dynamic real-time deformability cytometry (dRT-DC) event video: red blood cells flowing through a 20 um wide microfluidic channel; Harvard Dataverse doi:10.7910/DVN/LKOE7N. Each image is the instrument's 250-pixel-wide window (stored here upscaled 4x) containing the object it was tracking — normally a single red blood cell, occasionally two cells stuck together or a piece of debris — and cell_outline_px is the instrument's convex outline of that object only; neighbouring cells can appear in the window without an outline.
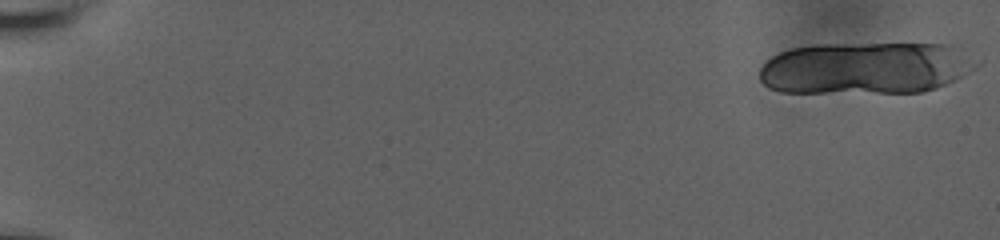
{"species": "human", "species_latin": "Homo sapiens", "temperature_condition": "room temperature", "stored_images_in_passage": 26, "camera_frame_rate_fps": 3000, "um_per_image_px": 0.085, "donor": {"sex": "male"}, "frame": {"image": 1, "passage_image": 1, "time_ms": 0.0, "image_size_px": [1000, 240], "cell_outline_px": [[980, 64], [976, 68], [936, 88], [924, 92], [780, 92], [768, 88], [760, 80], [760, 68], [772, 56], [780, 52], [792, 48], [816, 44], [952, 44], [980, 60]], "centroid_in_image_um": [73.6, 5.77], "position_along_channel_um": 11.4, "area_um2": 66.07}}
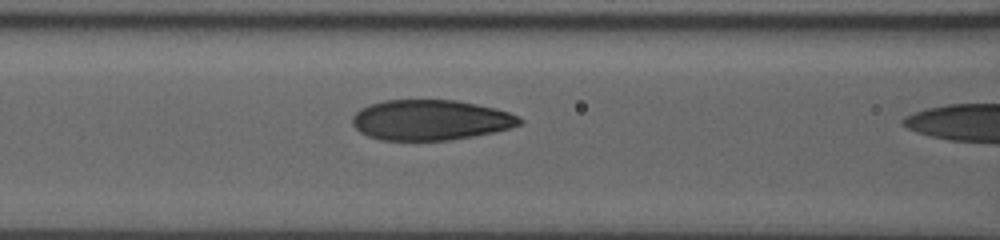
{"frame": {"image": 2, "passage_image": 25, "time_ms": 8.0, "image_size_px": [1000, 240], "cell_outline_px": [[524, 120], [520, 124], [508, 128], [492, 132], [472, 136], [448, 140], [380, 140], [368, 136], [360, 132], [352, 124], [352, 116], [360, 108], [368, 104], [384, 100], [456, 100], [496, 108], [520, 116]], "centroid_in_image_um": [36.56, 10.19], "position_along_channel_um": 130.0, "area_um2": 39.36}}